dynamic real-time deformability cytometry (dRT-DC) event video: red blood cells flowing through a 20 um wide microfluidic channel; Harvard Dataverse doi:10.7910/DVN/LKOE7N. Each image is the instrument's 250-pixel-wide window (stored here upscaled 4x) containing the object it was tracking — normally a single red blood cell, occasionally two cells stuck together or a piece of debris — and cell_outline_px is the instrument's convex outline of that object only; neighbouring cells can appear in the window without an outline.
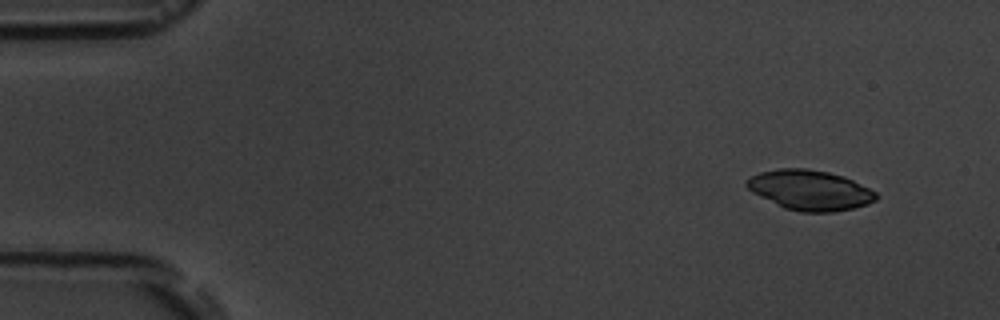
{"species": "common noctule bat (a hibernating species)", "species_latin": "Nyctalus noctula", "temperature_condition": "room temperature", "stored_images_in_passage": 4, "camera_frame_rate_fps": 3000, "um_per_image_px": 0.085, "animal": {"sex": "male", "body_mass_g": 19.5, "forearm_length_mm": 54.6}, "frame": {"image": 1, "passage_image": 1, "time_ms": 0.0, "image_size_px": [1000, 320], "cell_outline_px": [[880, 196], [876, 200], [868, 204], [852, 208], [832, 212], [800, 212], [784, 208], [752, 192], [744, 184], [752, 176], [760, 172], [780, 168], [804, 168], [828, 172], [844, 176], [876, 192]], "centroid_in_image_um": [68.85, 16.16], "position_along_channel_um": 16.1, "area_um2": 30.06}}